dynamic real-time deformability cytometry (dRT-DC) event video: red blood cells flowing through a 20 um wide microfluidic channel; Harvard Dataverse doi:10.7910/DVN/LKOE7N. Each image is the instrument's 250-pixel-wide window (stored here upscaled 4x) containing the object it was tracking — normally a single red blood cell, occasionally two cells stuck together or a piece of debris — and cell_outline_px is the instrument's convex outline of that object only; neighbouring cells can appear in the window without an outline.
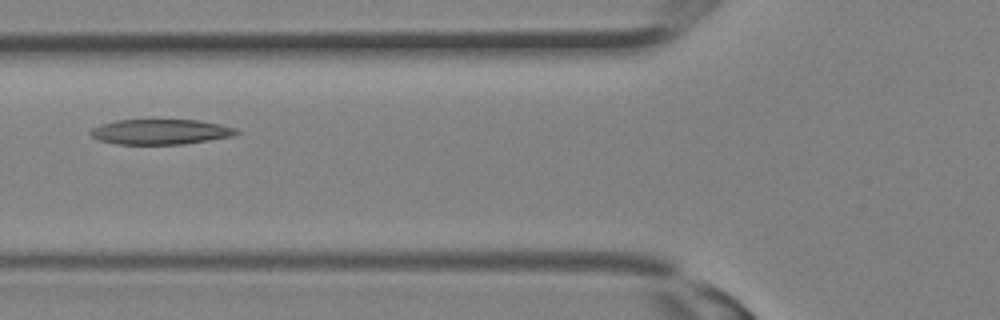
{"species": "Egyptian fruit bat (a non-hibernating species)", "species_latin": "Rousettus aegyptiacus", "temperature_condition": "room temperature", "stored_images_in_passage": 30, "camera_frame_rate_fps": 3000, "um_per_image_px": 0.085, "animal": {"sex": "female"}, "frame": {"image": 1, "passage_image": 10, "time_ms": 3.0, "image_size_px": [1000, 320], "cell_outline_px": [[240, 132], [232, 136], [184, 144], [116, 144], [100, 140], [92, 136], [88, 132], [92, 128], [100, 124], [116, 120], [200, 120], [220, 124], [236, 128]], "centroid_in_image_um": [13.63, 11.2], "position_along_channel_um": 112.2, "area_um2": 21.39}}
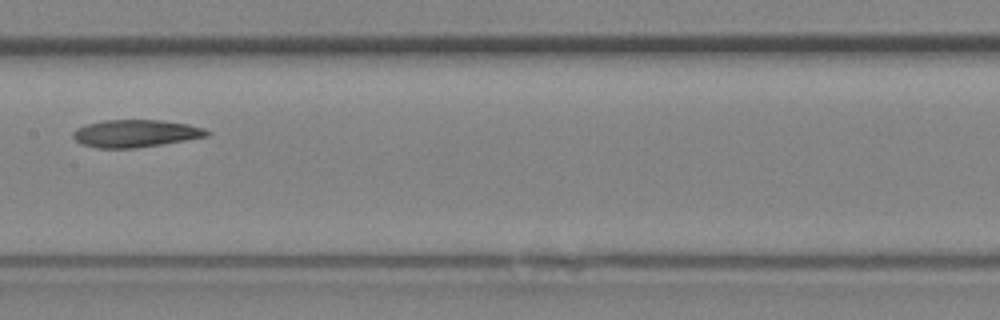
{"frame": {"image": 2, "passage_image": 14, "time_ms": 4.333, "image_size_px": [1000, 320], "cell_outline_px": [[212, 132], [208, 136], [136, 148], [96, 148], [80, 144], [72, 136], [72, 132], [76, 128], [84, 124], [104, 120], [160, 120], [188, 124], [204, 128]], "centroid_in_image_um": [11.48, 11.34], "position_along_channel_um": 195.9, "area_um2": 21.5}}
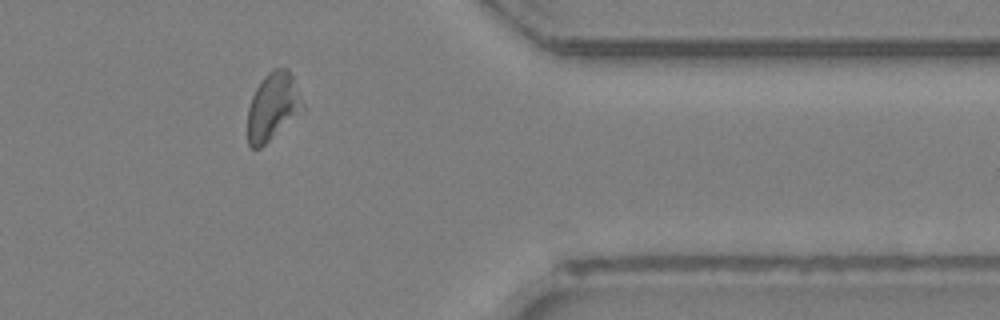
{"frame": {"image": 3, "passage_image": 24, "time_ms": 7.667, "image_size_px": [1000, 320], "cell_outline_px": [[304, 112], [260, 148], [252, 148], [248, 144], [248, 108], [252, 96], [256, 88], [264, 76], [272, 68], [288, 68], [292, 76], [304, 104]], "centroid_in_image_um": [23.21, 9.07], "position_along_channel_um": 388.2, "area_um2": 21.85}}